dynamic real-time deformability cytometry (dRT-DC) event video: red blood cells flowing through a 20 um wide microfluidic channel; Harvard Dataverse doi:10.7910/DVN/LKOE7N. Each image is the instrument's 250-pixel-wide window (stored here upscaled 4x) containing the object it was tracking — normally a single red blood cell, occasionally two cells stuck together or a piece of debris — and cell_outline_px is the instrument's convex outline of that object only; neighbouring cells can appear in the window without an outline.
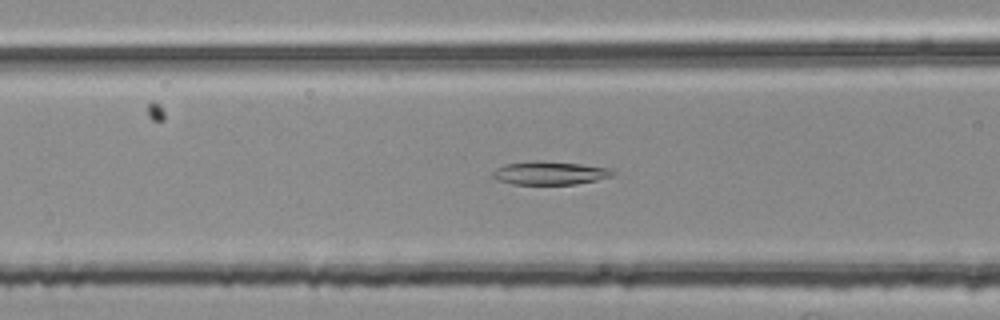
{"species": "common noctule bat (a hibernating species)", "species_latin": "Nyctalus noctula", "temperature_condition": "room temperature", "stored_images_in_passage": 47, "camera_frame_rate_fps": 3000, "um_per_image_px": 0.085, "animal": {"sex": "female", "body_mass_g": 25.1}, "frame": {"image": 1, "passage_image": 21, "time_ms": 6.667, "image_size_px": [1000, 320], "cell_outline_px": [[616, 172], [612, 176], [596, 180], [576, 184], [512, 184], [496, 180], [492, 176], [492, 172], [496, 168], [504, 164], [536, 160], [540, 160], [580, 164], [612, 168]], "centroid_in_image_um": [46.72, 14.7], "position_along_channel_um": 119.9, "area_um2": 16.47}}
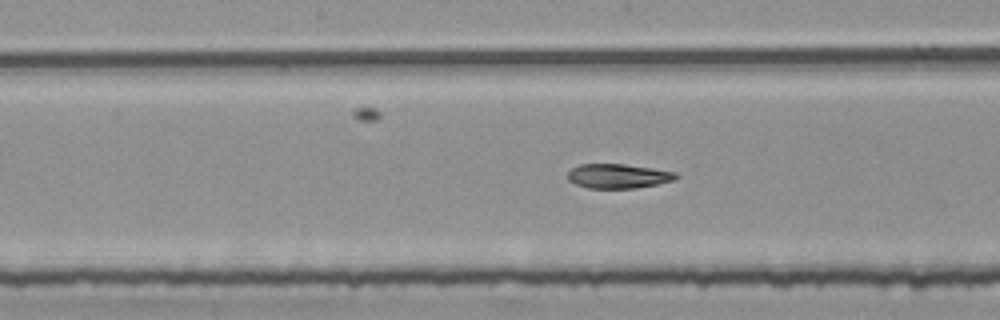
{"frame": {"image": 2, "passage_image": 27, "time_ms": 8.667, "image_size_px": [1000, 320], "cell_outline_px": [[680, 176], [676, 180], [636, 188], [588, 188], [576, 184], [568, 180], [568, 172], [572, 168], [580, 164], [624, 164], [652, 168], [676, 172]], "centroid_in_image_um": [52.57, 14.96], "position_along_channel_um": 195.6, "area_um2": 15.43}}
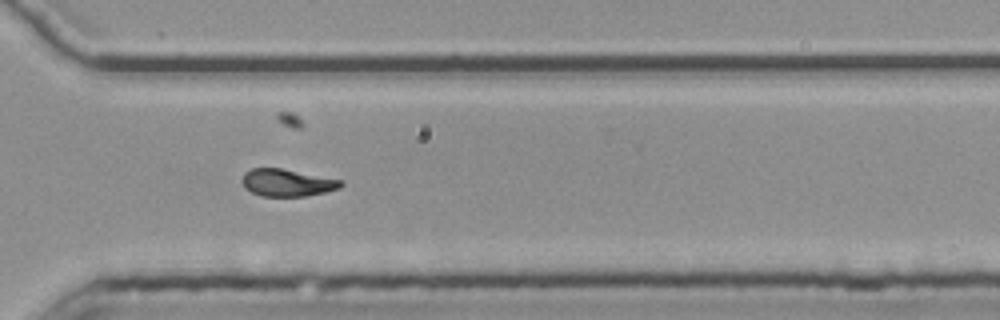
{"frame": {"image": 3, "passage_image": 39, "time_ms": 12.667, "image_size_px": [1000, 320], "cell_outline_px": [[344, 184], [340, 188], [324, 192], [304, 196], [260, 196], [244, 188], [240, 180], [244, 172], [252, 168], [280, 168], [344, 180]], "centroid_in_image_um": [24.38, 15.52], "position_along_channel_um": 346.2, "area_um2": 15.84}, "authors_computed_cell_mechanics": {"area_um2": 17.051, "velocity_mm_per_s": 3.777, "shape_relaxation_time_tau1_ms": 8.7977, "shape_relaxation_time_tau2_ms": 3.3264, "deformation_change_tau1": 0.2084, "deformation_change_tau2": 0.0935}}